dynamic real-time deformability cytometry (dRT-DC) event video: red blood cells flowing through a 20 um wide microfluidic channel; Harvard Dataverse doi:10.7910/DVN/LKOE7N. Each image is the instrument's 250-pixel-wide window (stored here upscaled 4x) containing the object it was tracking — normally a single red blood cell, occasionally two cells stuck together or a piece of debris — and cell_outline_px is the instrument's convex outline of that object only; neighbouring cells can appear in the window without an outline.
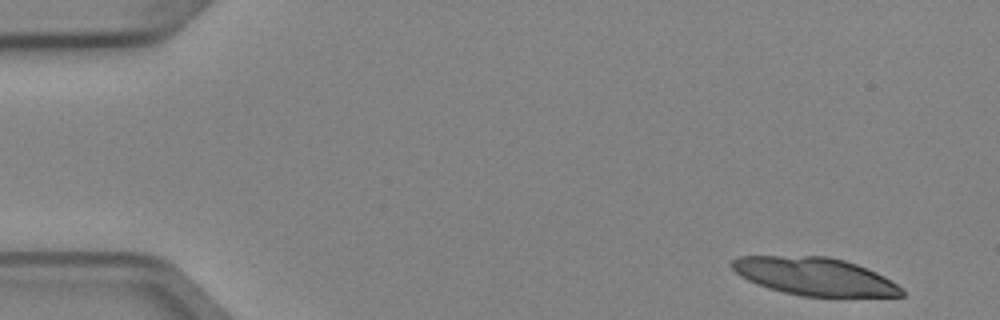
{"species": "Egyptian fruit bat (a non-hibernating species)", "species_latin": "Rousettus aegyptiacus", "temperature_condition": "cold", "stored_images_in_passage": 4, "camera_frame_rate_fps": 3000, "um_per_image_px": 0.085, "animal": {"sex": "female"}, "frame": {"image": 1, "passage_image": 1, "time_ms": 0.0, "image_size_px": [1000, 320], "cell_outline_px": [[904, 296], [800, 296], [768, 288], [756, 284], [740, 276], [728, 264], [732, 260], [740, 256], [828, 256], [844, 260], [868, 268], [884, 276], [896, 284], [904, 292]], "centroid_in_image_um": [69.21, 23.48], "position_along_channel_um": 15.8, "area_um2": 37.28}}